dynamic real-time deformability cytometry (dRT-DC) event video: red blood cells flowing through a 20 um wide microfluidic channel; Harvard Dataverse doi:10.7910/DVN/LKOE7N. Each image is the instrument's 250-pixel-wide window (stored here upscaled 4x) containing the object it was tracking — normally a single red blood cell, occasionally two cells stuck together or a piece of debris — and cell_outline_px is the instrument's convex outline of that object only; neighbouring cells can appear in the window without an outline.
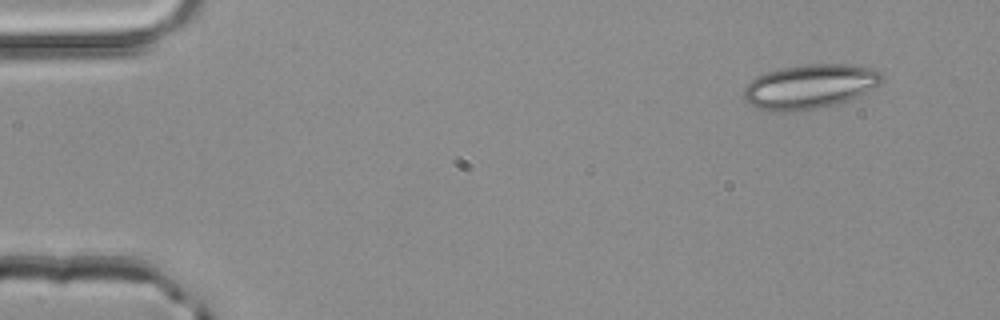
{"species": "common noctule bat (a hibernating species)", "species_latin": "Nyctalus noctula", "temperature_condition": "room temperature", "stored_images_in_passage": 2, "camera_frame_rate_fps": 3000, "um_per_image_px": 0.085, "animal": {"sex": "male", "body_mass_g": 20.4}, "frame": {"image": 1, "passage_image": 1, "time_ms": 0.0, "image_size_px": [1000, 320], "cell_outline_px": [[884, 80], [880, 84], [860, 96], [836, 104], [816, 108], [792, 112], [772, 112], [756, 108], [744, 100], [744, 88], [756, 76], [764, 72], [780, 68], [800, 64], [848, 64], [876, 68], [884, 76]], "centroid_in_image_um": [68.84, 7.35], "position_along_channel_um": 16.2, "area_um2": 36.3}}